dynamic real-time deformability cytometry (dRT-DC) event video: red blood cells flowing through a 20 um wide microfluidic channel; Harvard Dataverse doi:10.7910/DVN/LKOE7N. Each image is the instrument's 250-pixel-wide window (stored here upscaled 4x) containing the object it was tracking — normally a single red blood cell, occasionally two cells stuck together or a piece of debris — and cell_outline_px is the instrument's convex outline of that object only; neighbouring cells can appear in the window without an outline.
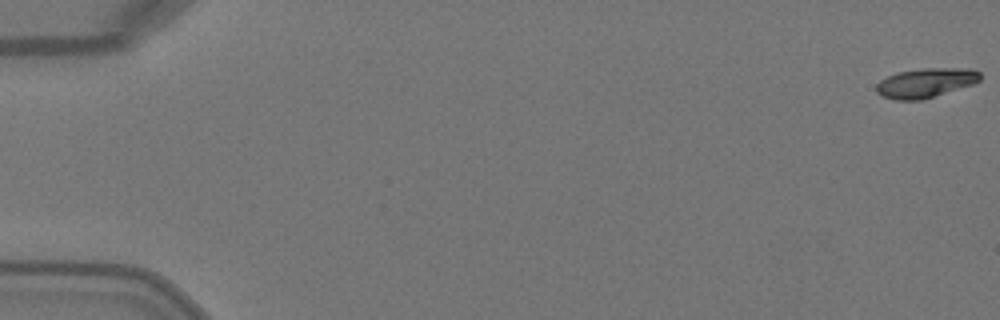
{"species": "Egyptian fruit bat (a non-hibernating species)", "species_latin": "Rousettus aegyptiacus", "temperature_condition": "warm", "stored_images_in_passage": 4, "camera_frame_rate_fps": 3000, "um_per_image_px": 0.085, "animal": {"sex": "female"}, "frame": {"image": 1, "passage_image": 1, "time_ms": 0.0, "image_size_px": [1000, 320], "cell_outline_px": [[980, 80], [972, 84], [920, 100], [896, 100], [884, 96], [876, 92], [876, 84], [880, 80], [896, 72], [924, 68], [968, 68], [980, 72]], "centroid_in_image_um": [78.65, 7.03], "position_along_channel_um": 6.3, "area_um2": 17.57}}
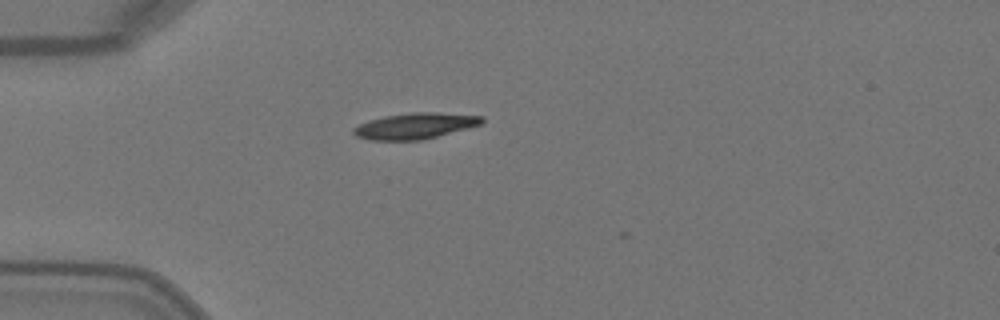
{"frame": {"image": 2, "passage_image": 4, "time_ms": 1.0, "image_size_px": [1000, 320], "cell_outline_px": [[484, 120], [480, 124], [468, 128], [420, 140], [372, 140], [356, 136], [352, 132], [352, 128], [368, 120], [384, 116], [408, 112], [436, 112], [484, 116]], "centroid_in_image_um": [35.26, 10.69], "position_along_channel_um": 49.7, "area_um2": 19.36}}